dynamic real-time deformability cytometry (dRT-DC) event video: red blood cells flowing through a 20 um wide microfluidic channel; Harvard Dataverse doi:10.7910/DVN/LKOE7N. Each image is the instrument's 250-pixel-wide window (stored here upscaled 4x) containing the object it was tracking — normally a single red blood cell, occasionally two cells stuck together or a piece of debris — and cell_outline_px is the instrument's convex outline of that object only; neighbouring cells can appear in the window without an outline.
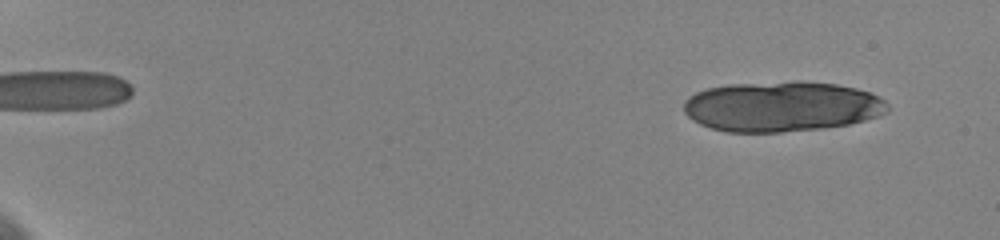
{"species": "human", "species_latin": "Homo sapiens", "temperature_condition": "cold", "stored_images_in_passage": 21, "camera_frame_rate_fps": 3000, "um_per_image_px": 0.085, "donor": {"sex": "female"}, "frame": {"image": 1, "passage_image": 4, "time_ms": 1.0, "image_size_px": [1000, 240], "cell_outline_px": [[888, 112], [864, 120], [848, 124], [820, 128], [780, 132], [724, 132], [700, 124], [692, 120], [684, 112], [684, 100], [688, 96], [696, 92], [708, 88], [728, 84], [796, 80], [800, 80], [836, 84], [856, 88], [868, 92], [884, 100], [888, 104]], "centroid_in_image_um": [66.41, 9.04], "position_along_channel_um": 18.6, "area_um2": 59.94}}